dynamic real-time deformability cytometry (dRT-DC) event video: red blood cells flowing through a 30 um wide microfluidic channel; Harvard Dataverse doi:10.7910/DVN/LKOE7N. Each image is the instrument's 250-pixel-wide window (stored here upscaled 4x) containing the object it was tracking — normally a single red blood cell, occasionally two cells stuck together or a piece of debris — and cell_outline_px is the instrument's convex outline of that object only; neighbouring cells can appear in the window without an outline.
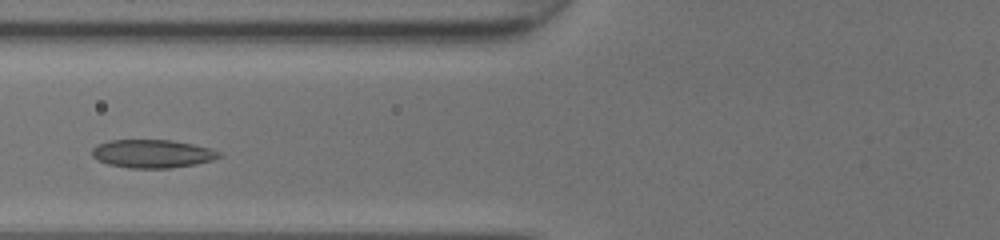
{"species": "common noctule bat (a hibernating species)", "species_latin": "Nyctalus noctula", "temperature_condition": "room temperature", "stored_images_in_passage": 32, "camera_frame_rate_fps": 3000, "um_per_image_px": 0.085, "animal": {"sex": "female", "body_mass_g": 20.0, "forearm_length_mm": 54.0}, "frame": {"image": 1, "passage_image": 9, "time_ms": 2.667, "image_size_px": [1000, 240], "cell_outline_px": [[224, 156], [212, 160], [196, 164], [172, 168], [128, 168], [108, 164], [96, 160], [92, 156], [92, 148], [96, 144], [108, 140], [172, 140], [212, 148], [220, 152]], "centroid_in_image_um": [12.95, 13.06], "position_along_channel_um": 112.9, "area_um2": 21.21}}
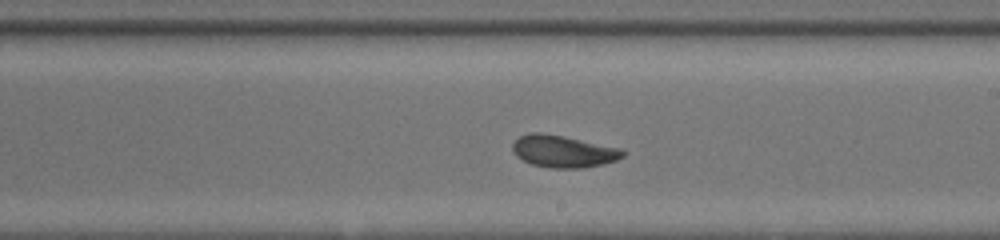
{"frame": {"image": 2, "passage_image": 18, "time_ms": 5.667, "image_size_px": [1000, 240], "cell_outline_px": [[624, 156], [616, 160], [600, 164], [580, 168], [552, 168], [532, 164], [516, 156], [512, 152], [512, 144], [520, 136], [528, 132], [540, 132], [564, 136], [620, 148], [624, 152]], "centroid_in_image_um": [47.83, 12.85], "position_along_channel_um": 241.2, "area_um2": 20.46}}
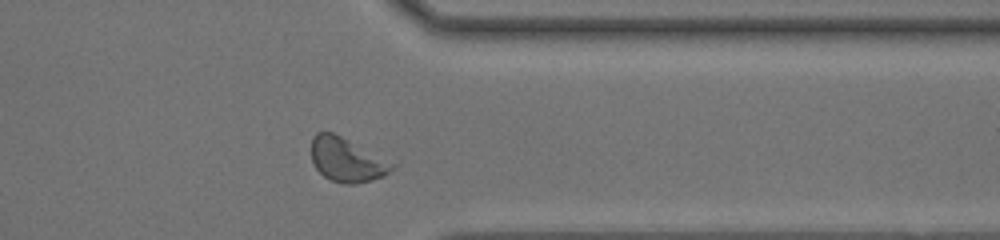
{"frame": {"image": 3, "passage_image": 28, "time_ms": 9.0, "image_size_px": [1000, 240], "cell_outline_px": [[396, 168], [384, 176], [372, 180], [356, 184], [344, 184], [332, 180], [324, 176], [312, 164], [312, 136], [316, 132], [332, 132], [396, 164]], "centroid_in_image_um": [29.48, 13.6], "position_along_channel_um": 381.9, "area_um2": 20.58}, "authors_computed_cell_mechanics": {"area_um2": 20.6057, "velocity_mm_per_s": 4.2851, "shape_relaxation_time_tau1_ms": 3.3826, "shape_relaxation_time_tau2_ms": 1.8995, "deformation_change_tau1": 0.112, "deformation_change_tau2": 0.0797}}